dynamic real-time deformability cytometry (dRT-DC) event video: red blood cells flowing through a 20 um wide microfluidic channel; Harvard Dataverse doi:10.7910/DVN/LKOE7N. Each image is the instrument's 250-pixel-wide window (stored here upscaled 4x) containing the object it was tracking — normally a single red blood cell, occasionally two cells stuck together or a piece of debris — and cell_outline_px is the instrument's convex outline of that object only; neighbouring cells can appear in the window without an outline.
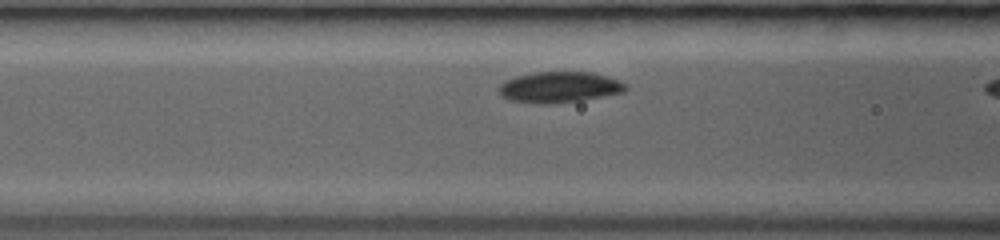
{"species": "common noctule bat (a hibernating species)", "species_latin": "Nyctalus noctula", "temperature_condition": "room temperature", "stored_images_in_passage": 9, "camera_frame_rate_fps": 3000, "um_per_image_px": 0.085, "animal": {"sex": "female", "body_mass_g": 19.0, "forearm_length_mm": 53.3}, "frame": {"image": 1, "passage_image": 7, "time_ms": 2.0, "image_size_px": [1000, 240], "cell_outline_px": [[628, 88], [624, 92], [604, 96], [580, 100], [552, 104], [536, 104], [508, 100], [500, 96], [500, 84], [516, 76], [536, 72], [592, 72], [608, 76], [620, 80]], "centroid_in_image_um": [47.55, 7.42], "position_along_channel_um": 119.0, "area_um2": 22.89}}